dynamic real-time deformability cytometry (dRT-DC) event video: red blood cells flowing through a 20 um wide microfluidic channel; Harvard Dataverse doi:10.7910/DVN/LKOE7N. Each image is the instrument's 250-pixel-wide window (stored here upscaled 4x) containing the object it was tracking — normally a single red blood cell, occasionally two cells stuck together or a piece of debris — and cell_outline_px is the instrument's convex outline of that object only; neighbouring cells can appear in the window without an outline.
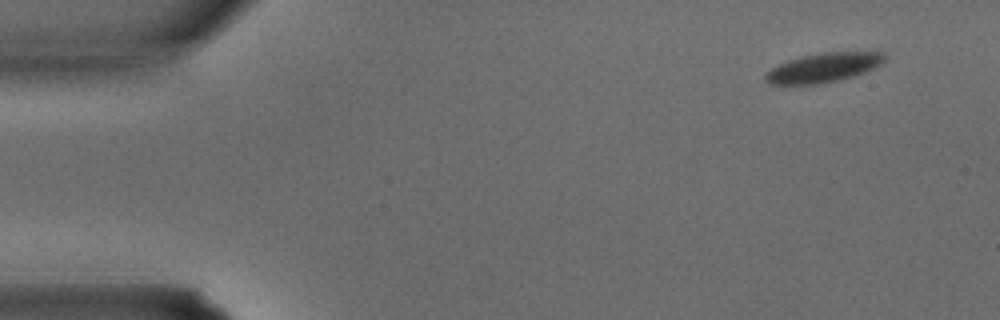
{"species": "common noctule bat (a hibernating species)", "species_latin": "Nyctalus noctula", "temperature_condition": "warm", "stored_images_in_passage": 34, "segment_of_instrument_passage": [1, 2], "camera_frame_rate_fps": 3000, "um_per_image_px": 0.085, "animal": {"sex": "male", "body_mass_g": 15.6}, "frame": {"image": 1, "passage_image": 1, "time_ms": 0.0, "image_size_px": [1000, 320], "cell_outline_px": [[888, 56], [876, 68], [852, 76], [836, 80], [816, 84], [768, 84], [764, 80], [764, 76], [772, 68], [788, 60], [804, 56], [824, 52], [884, 52]], "centroid_in_image_um": [70.02, 5.74], "position_along_channel_um": 15.0, "area_um2": 20.06}}
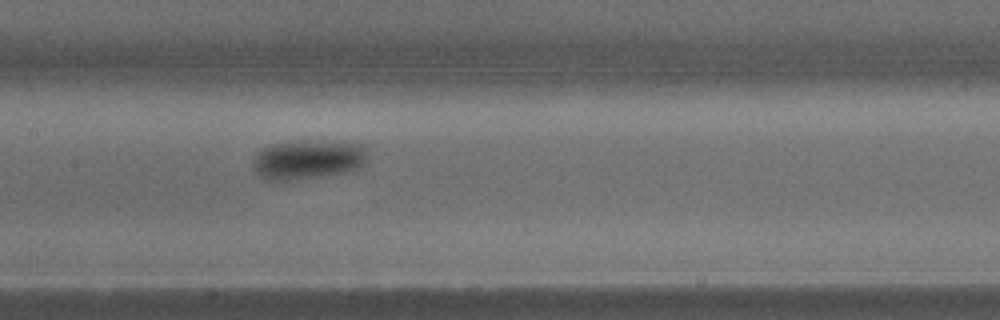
{"frame": {"image": 2, "passage_image": 15, "time_ms": 4.667, "image_size_px": [1000, 320], "cell_outline_px": [[368, 152], [364, 164], [356, 168], [340, 172], [312, 176], [272, 180], [264, 176], [252, 164], [256, 156], [268, 144], [300, 140], [344, 140], [368, 144]], "centroid_in_image_um": [26.31, 13.45], "position_along_channel_um": 181.1, "area_um2": 25.89}}
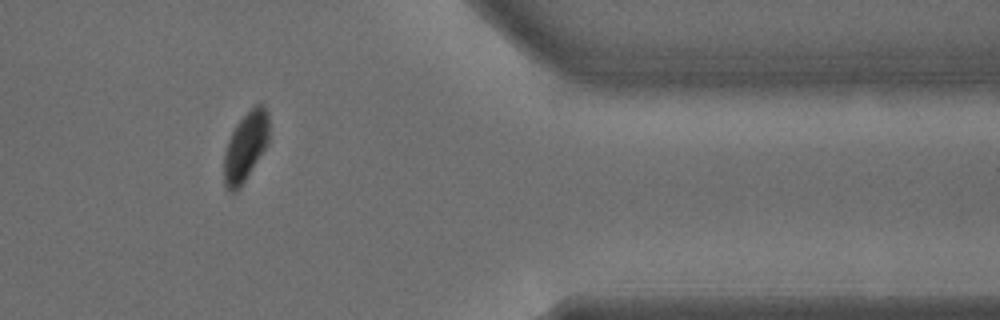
{"frame": {"image": 3, "passage_image": 27, "time_ms": 8.667, "image_size_px": [1000, 320], "cell_outline_px": [[268, 144], [240, 188], [236, 192], [232, 192], [224, 184], [224, 152], [228, 140], [236, 124], [256, 104], [264, 104], [268, 112]], "centroid_in_image_um": [20.87, 12.47], "position_along_channel_um": 390.5, "area_um2": 18.03}}